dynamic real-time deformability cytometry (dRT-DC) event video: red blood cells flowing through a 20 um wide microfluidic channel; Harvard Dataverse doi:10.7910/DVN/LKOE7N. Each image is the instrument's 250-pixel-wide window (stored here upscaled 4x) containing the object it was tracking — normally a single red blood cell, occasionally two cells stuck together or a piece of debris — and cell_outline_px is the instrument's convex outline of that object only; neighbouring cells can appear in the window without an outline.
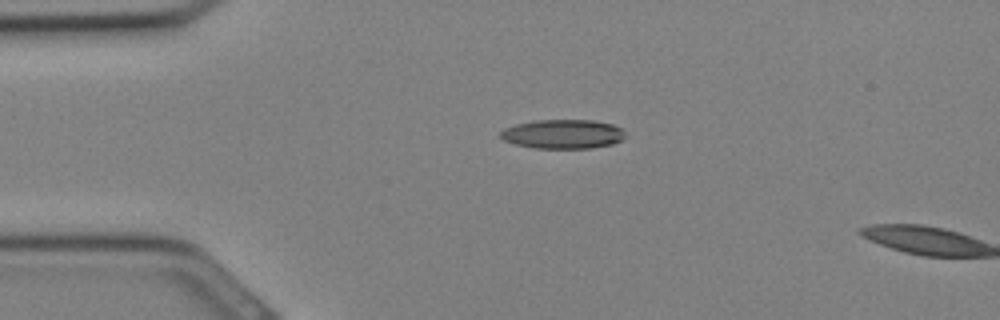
{"species": "Egyptian fruit bat (a non-hibernating species)", "species_latin": "Rousettus aegyptiacus", "temperature_condition": "cold", "stored_images_in_passage": 7, "camera_frame_rate_fps": 3000, "um_per_image_px": 0.085, "animal": {"sex": "female"}, "frame": {"image": 1, "passage_image": 6, "time_ms": 1.667, "image_size_px": [1000, 320], "cell_outline_px": [[628, 136], [612, 144], [592, 148], [536, 148], [516, 144], [504, 140], [500, 136], [500, 132], [504, 128], [516, 124], [536, 120], [592, 120], [612, 124], [620, 128]], "centroid_in_image_um": [47.86, 11.39], "position_along_channel_um": 37.1, "area_um2": 21.15}}